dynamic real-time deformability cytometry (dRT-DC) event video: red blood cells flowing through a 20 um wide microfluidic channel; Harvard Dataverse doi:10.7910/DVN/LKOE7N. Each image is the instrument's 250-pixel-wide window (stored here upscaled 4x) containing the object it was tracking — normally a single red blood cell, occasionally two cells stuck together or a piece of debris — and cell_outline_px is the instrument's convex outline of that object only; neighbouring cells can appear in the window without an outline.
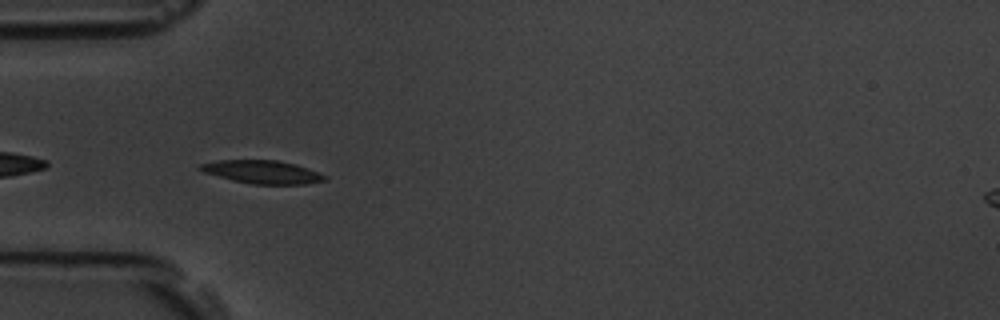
{"species": "common noctule bat (a hibernating species)", "species_latin": "Nyctalus noctula", "temperature_condition": "room temperature", "stored_images_in_passage": 4, "camera_frame_rate_fps": 3000, "um_per_image_px": 0.085, "animal": {"sex": "male", "body_mass_g": 19.5, "forearm_length_mm": 54.6}, "frame": {"image": 1, "passage_image": 3, "time_ms": 0.667, "image_size_px": [1000, 320], "cell_outline_px": [[328, 180], [304, 184], [252, 184], [232, 180], [204, 172], [196, 168], [200, 164], [220, 160], [276, 160], [296, 164], [308, 168], [328, 176]], "centroid_in_image_um": [22.33, 14.62], "position_along_channel_um": 62.7, "area_um2": 16.82}}
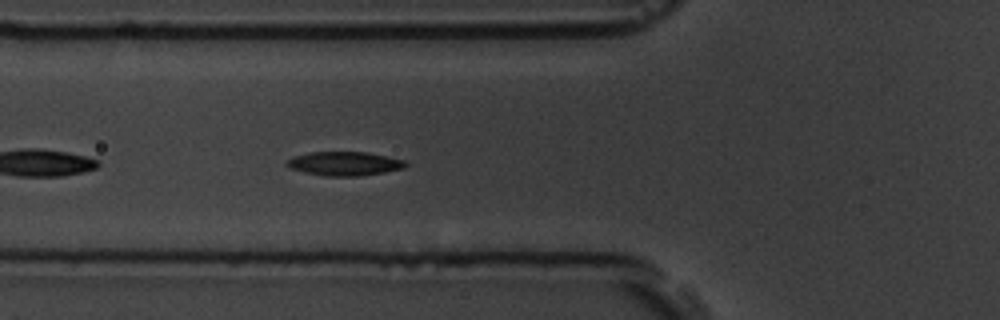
{"frame": {"image": 2, "passage_image": 4, "time_ms": 1.0, "image_size_px": [1000, 320], "cell_outline_px": [[408, 164], [404, 168], [384, 172], [360, 176], [324, 176], [304, 172], [288, 168], [284, 164], [288, 160], [296, 156], [312, 152], [368, 152], [388, 156], [404, 160]], "centroid_in_image_um": [29.29, 13.91], "position_along_channel_um": 96.5, "area_um2": 16.59}}